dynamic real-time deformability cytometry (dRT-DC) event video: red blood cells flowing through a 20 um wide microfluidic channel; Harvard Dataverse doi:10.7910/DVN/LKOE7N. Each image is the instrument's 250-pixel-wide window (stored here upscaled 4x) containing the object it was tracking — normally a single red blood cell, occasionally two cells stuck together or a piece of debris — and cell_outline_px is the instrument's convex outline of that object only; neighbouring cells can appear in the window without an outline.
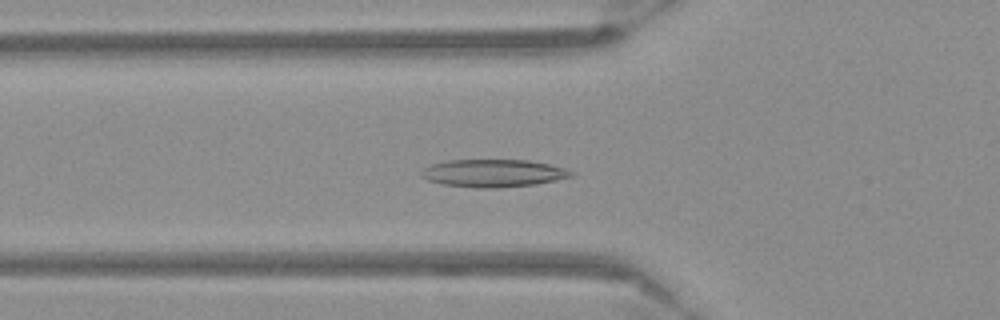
{"species": "Egyptian fruit bat (a non-hibernating species)", "species_latin": "Rousettus aegyptiacus", "temperature_condition": "warm", "stored_images_in_passage": 55, "camera_frame_rate_fps": 3000, "um_per_image_px": 0.085, "frame": {"image": 1, "passage_image": 20, "time_ms": 6.333, "image_size_px": [1000, 320], "cell_outline_px": [[576, 176], [536, 184], [496, 188], [476, 188], [440, 184], [428, 180], [420, 176], [420, 172], [424, 168], [432, 164], [448, 160], [528, 160], [548, 164], [564, 168], [576, 172]], "centroid_in_image_um": [41.94, 14.72], "position_along_channel_um": 83.9, "area_um2": 24.33}}
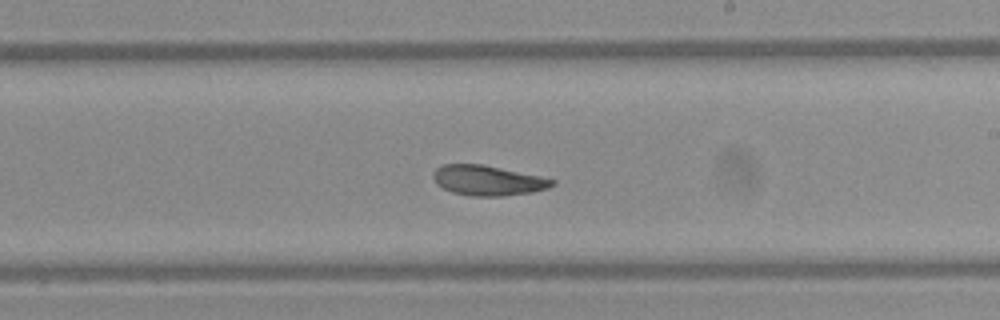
{"frame": {"image": 2, "passage_image": 33, "time_ms": 10.667, "image_size_px": [1000, 320], "cell_outline_px": [[556, 184], [548, 188], [532, 192], [504, 196], [472, 196], [452, 192], [436, 184], [432, 176], [432, 172], [436, 168], [444, 164], [480, 164], [540, 176], [556, 180]], "centroid_in_image_um": [41.45, 15.34], "position_along_channel_um": 247.5, "area_um2": 20.81}}
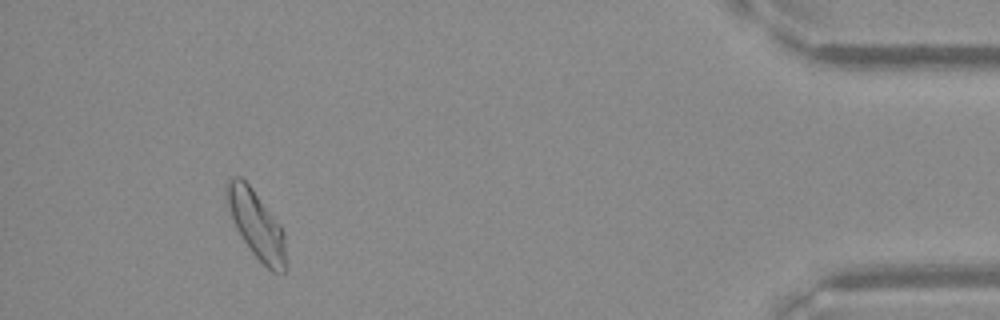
{"frame": {"image": 3, "passage_image": 51, "time_ms": 16.667, "image_size_px": [1000, 320], "cell_outline_px": [[288, 268], [284, 272], [272, 272], [252, 252], [236, 228], [228, 208], [224, 196], [224, 184], [228, 176], [240, 176], [252, 188], [280, 224], [284, 232]], "centroid_in_image_um": [21.78, 19.05], "position_along_channel_um": 413.4, "area_um2": 23.7}}